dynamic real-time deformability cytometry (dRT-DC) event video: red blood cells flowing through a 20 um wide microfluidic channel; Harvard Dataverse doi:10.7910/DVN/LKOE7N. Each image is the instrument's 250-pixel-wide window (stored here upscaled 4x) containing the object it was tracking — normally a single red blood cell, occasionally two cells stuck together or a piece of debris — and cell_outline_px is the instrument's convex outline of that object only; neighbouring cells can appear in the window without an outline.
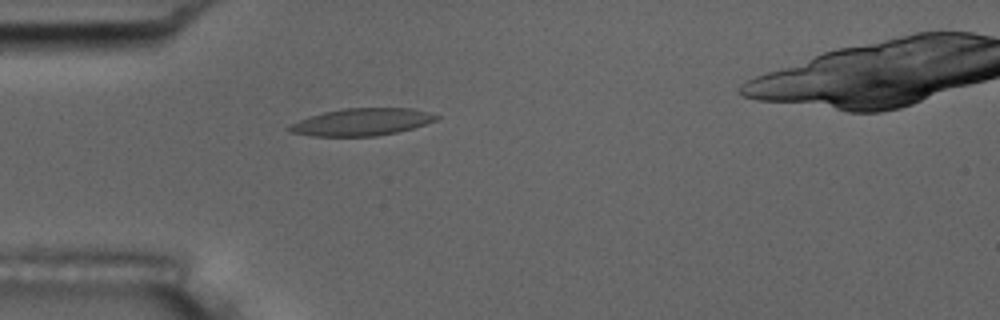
{"species": "common noctule bat (a hibernating species)", "species_latin": "Nyctalus noctula", "temperature_condition": "room temperature", "stored_images_in_passage": 51, "camera_frame_rate_fps": 3000, "um_per_image_px": 0.085, "animal": {"sex": "male", "body_mass_g": 17.5, "forearm_length_mm": 52.3}, "frame": {"image": 1, "passage_image": 15, "time_ms": 4.667, "image_size_px": [1000, 320], "cell_outline_px": [[440, 116], [436, 120], [412, 128], [396, 132], [376, 136], [312, 136], [292, 132], [284, 128], [300, 120], [324, 112], [344, 108], [412, 108], [428, 112]], "centroid_in_image_um": [30.75, 10.37], "position_along_channel_um": 54.2, "area_um2": 23.06}}